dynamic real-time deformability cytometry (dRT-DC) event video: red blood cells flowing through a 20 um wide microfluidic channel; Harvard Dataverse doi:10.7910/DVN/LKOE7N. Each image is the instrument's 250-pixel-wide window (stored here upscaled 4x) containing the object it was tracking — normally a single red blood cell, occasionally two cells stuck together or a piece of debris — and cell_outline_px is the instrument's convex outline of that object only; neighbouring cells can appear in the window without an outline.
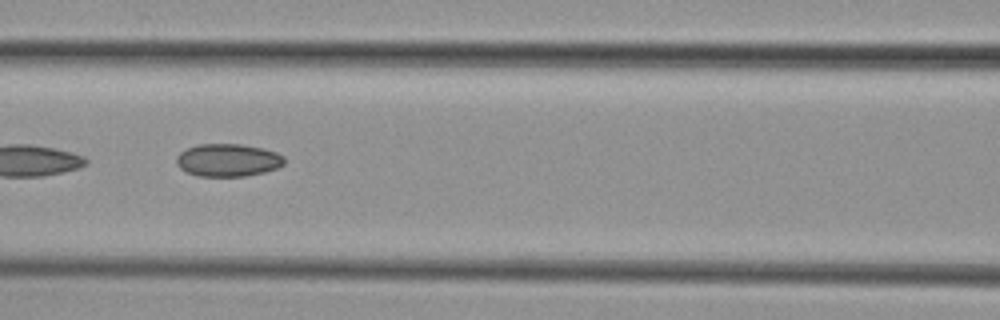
{"species": "common noctule bat (a hibernating species)", "species_latin": "Nyctalus noctula", "temperature_condition": "cold", "stored_images_in_passage": 8, "camera_frame_rate_fps": 3000, "um_per_image_px": 0.085, "animal": {"sex": "female", "body_mass_g": 29.2, "forearm_length_mm": 56.3}, "frame": {"image": 1, "passage_image": 7, "time_ms": 7.0, "image_size_px": [1000, 320], "cell_outline_px": [[284, 164], [276, 168], [264, 172], [244, 176], [200, 176], [188, 172], [180, 168], [176, 164], [176, 156], [180, 152], [196, 144], [240, 144], [264, 148], [276, 152], [284, 156]], "centroid_in_image_um": [19.37, 13.6], "position_along_channel_um": 147.2, "area_um2": 20.58}}